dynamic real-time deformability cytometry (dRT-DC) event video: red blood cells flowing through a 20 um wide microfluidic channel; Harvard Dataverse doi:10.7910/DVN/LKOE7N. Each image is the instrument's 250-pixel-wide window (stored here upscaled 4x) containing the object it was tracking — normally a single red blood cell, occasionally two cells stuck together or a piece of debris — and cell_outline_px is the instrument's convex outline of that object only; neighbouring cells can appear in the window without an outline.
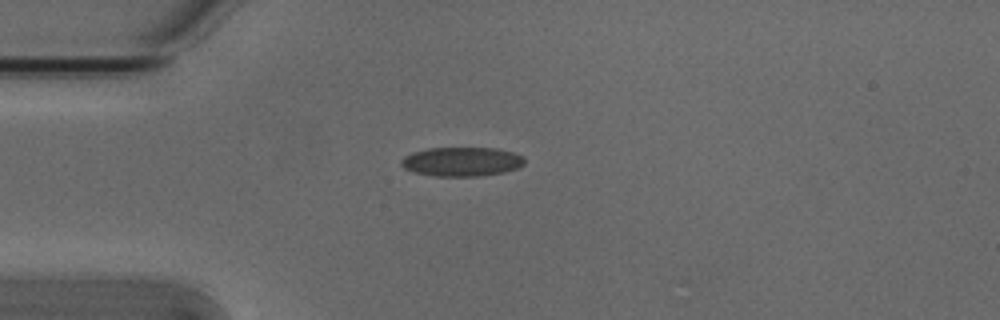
{"species": "Egyptian fruit bat (a non-hibernating species)", "species_latin": "Rousettus aegyptiacus", "temperature_condition": "cold", "stored_images_in_passage": 1, "camera_frame_rate_fps": 3000, "um_per_image_px": 0.085, "animal": {"sex": "male"}, "frame": {"image": 1, "passage_image": 1, "time_ms": 0.0, "image_size_px": [1000, 320], "cell_outline_px": [[524, 164], [520, 168], [504, 172], [480, 176], [432, 176], [412, 172], [404, 168], [400, 164], [400, 160], [404, 156], [412, 152], [428, 148], [496, 148], [512, 152], [524, 156]], "centroid_in_image_um": [39.23, 13.74], "position_along_channel_um": 45.8, "area_um2": 21.21}}